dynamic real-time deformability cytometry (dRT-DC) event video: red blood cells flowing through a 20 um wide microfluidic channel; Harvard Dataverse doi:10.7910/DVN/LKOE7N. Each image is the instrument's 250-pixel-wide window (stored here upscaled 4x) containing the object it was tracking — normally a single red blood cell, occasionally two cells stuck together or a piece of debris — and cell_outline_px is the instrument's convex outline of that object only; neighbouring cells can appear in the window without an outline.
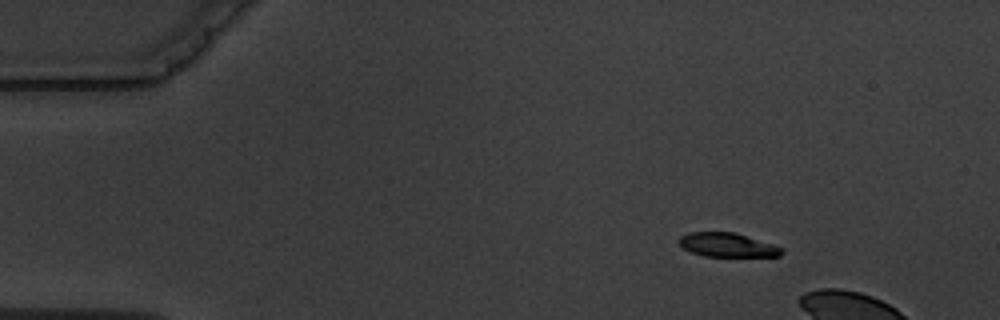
{"species": "common noctule bat (a hibernating species)", "species_latin": "Nyctalus noctula", "temperature_condition": "warm", "stored_images_in_passage": 3, "camera_frame_rate_fps": 3000, "um_per_image_px": 0.085, "animal": {"sex": "male", "body_mass_g": 19.5, "forearm_length_mm": 54.6}, "frame": {"image": 1, "passage_image": 1, "time_ms": 0.0, "image_size_px": [1000, 320], "cell_outline_px": [[784, 252], [780, 256], [704, 256], [692, 252], [684, 248], [676, 240], [680, 236], [688, 232], [736, 232], [784, 248]], "centroid_in_image_um": [61.82, 20.81], "position_along_channel_um": 23.2, "area_um2": 14.39}}